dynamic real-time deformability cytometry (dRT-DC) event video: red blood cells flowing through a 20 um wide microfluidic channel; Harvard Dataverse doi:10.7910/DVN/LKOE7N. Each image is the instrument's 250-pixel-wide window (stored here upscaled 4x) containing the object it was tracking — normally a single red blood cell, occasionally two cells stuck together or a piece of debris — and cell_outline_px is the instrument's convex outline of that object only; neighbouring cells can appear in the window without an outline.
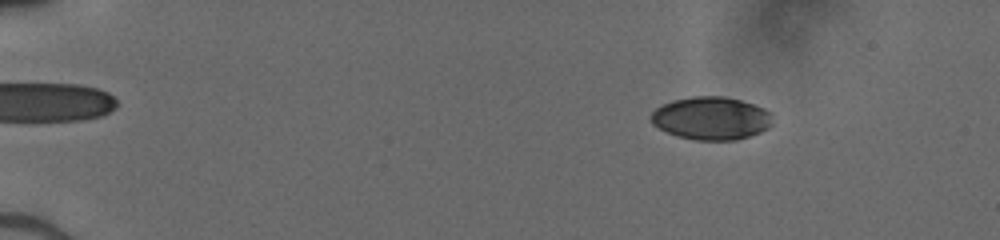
{"species": "human", "species_latin": "Homo sapiens", "temperature_condition": "cold", "stored_images_in_passage": 51, "camera_frame_rate_fps": 3000, "um_per_image_px": 0.085, "donor": {"sex": "male"}, "frame": {"image": 1, "passage_image": 8, "time_ms": 2.333, "image_size_px": [1000, 240], "cell_outline_px": [[772, 124], [768, 128], [760, 132], [736, 140], [696, 140], [676, 136], [652, 124], [648, 116], [660, 104], [672, 100], [692, 96], [724, 96], [740, 100], [764, 108], [772, 112]], "centroid_in_image_um": [60.43, 10.04], "position_along_channel_um": 24.6, "area_um2": 30.69}}
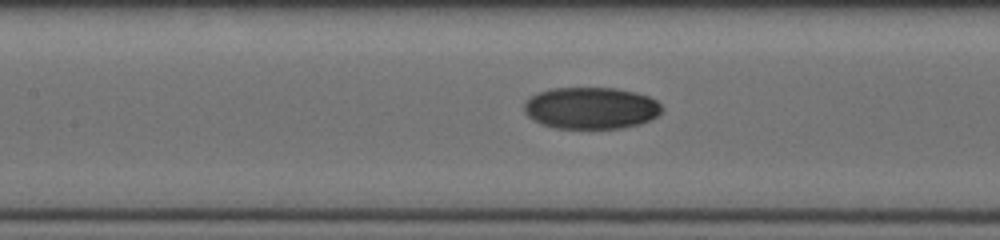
{"frame": {"image": 2, "passage_image": 26, "time_ms": 8.333, "image_size_px": [1000, 240], "cell_outline_px": [[664, 108], [652, 120], [640, 124], [624, 128], [556, 128], [540, 124], [528, 116], [524, 112], [524, 104], [532, 96], [540, 92], [552, 88], [616, 88], [636, 92], [648, 96], [656, 100]], "centroid_in_image_um": [50.26, 9.19], "position_along_channel_um": 157.1, "area_um2": 33.64}}
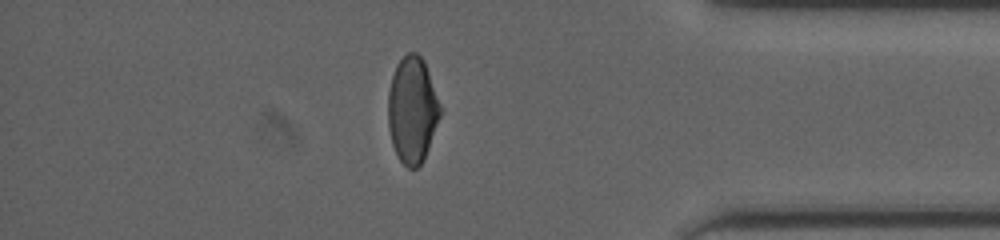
{"frame": {"image": 3, "passage_image": 45, "time_ms": 14.667, "image_size_px": [1000, 240], "cell_outline_px": [[440, 116], [424, 160], [416, 168], [408, 168], [400, 160], [392, 144], [388, 128], [388, 92], [392, 76], [396, 64], [408, 52], [416, 52], [424, 60], [440, 104]], "centroid_in_image_um": [35.03, 9.34], "position_along_channel_um": 400.2, "area_um2": 32.14}}